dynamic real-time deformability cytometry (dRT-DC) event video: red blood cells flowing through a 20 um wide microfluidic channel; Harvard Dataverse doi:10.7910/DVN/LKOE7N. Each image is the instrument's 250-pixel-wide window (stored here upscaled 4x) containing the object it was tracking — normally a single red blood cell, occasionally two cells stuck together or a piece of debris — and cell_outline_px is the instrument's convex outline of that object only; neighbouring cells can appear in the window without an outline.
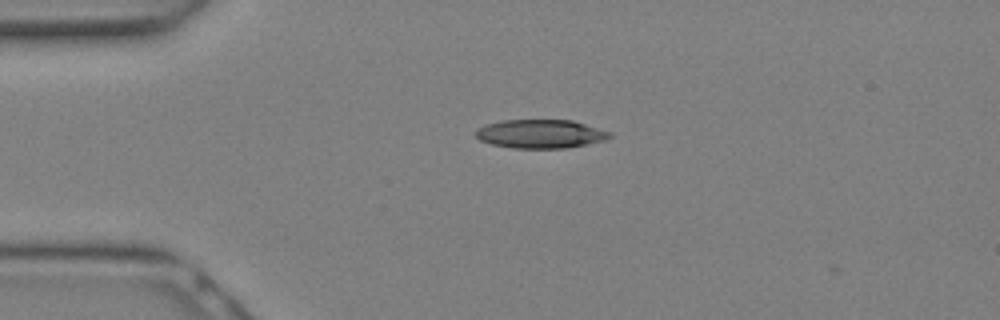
{"species": "Egyptian fruit bat (a non-hibernating species)", "species_latin": "Rousettus aegyptiacus", "temperature_condition": "warm", "stored_images_in_passage": 9, "camera_frame_rate_fps": 3000, "um_per_image_px": 0.085, "animal": {"sex": "female"}, "frame": {"image": 1, "passage_image": 2, "time_ms": 0.333, "image_size_px": [1000, 320], "cell_outline_px": [[612, 136], [604, 140], [564, 148], [512, 148], [492, 144], [480, 140], [476, 136], [476, 128], [488, 124], [504, 120], [572, 120], [612, 132]], "centroid_in_image_um": [45.94, 11.37], "position_along_channel_um": 39.1, "area_um2": 22.2}}
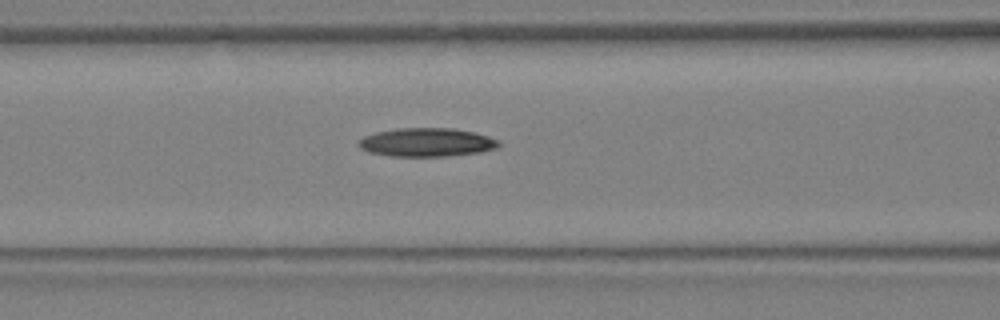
{"frame": {"image": 2, "passage_image": 7, "time_ms": 2.0, "image_size_px": [1000, 320], "cell_outline_px": [[500, 144], [496, 148], [480, 152], [444, 156], [392, 156], [368, 152], [360, 148], [356, 144], [364, 136], [376, 132], [396, 128], [452, 128], [472, 132], [488, 136], [500, 140]], "centroid_in_image_um": [36.25, 12.09], "position_along_channel_um": 130.4, "area_um2": 23.29}}
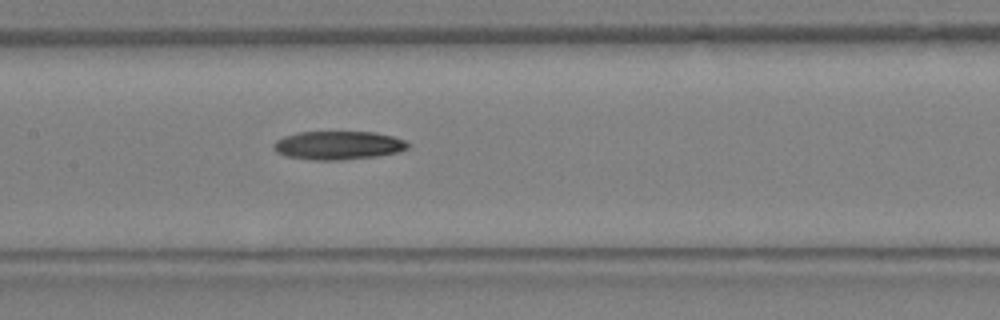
{"frame": {"image": 3, "passage_image": 9, "time_ms": 2.667, "image_size_px": [1000, 320], "cell_outline_px": [[412, 144], [408, 148], [400, 152], [376, 156], [340, 160], [312, 160], [284, 156], [276, 152], [272, 148], [272, 144], [276, 140], [284, 136], [300, 132], [376, 132], [392, 136], [404, 140]], "centroid_in_image_um": [28.74, 12.36], "position_along_channel_um": 178.7, "area_um2": 22.54}}